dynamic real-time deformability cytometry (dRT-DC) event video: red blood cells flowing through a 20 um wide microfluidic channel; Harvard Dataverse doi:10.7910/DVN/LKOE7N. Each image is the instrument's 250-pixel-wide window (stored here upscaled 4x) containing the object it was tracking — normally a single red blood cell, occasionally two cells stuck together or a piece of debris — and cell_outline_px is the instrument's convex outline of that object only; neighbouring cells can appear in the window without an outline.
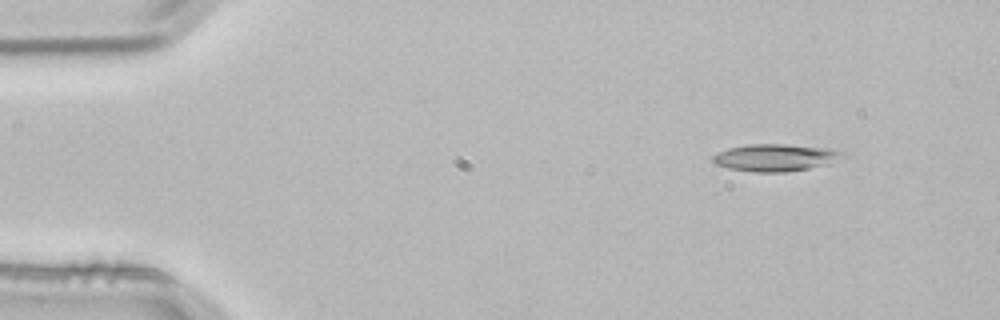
{"species": "common noctule bat (a hibernating species)", "species_latin": "Nyctalus noctula", "temperature_condition": "room temperature", "stored_images_in_passage": 3, "camera_frame_rate_fps": 3000, "um_per_image_px": 0.085, "animal": {"sex": "male", "body_mass_g": 21.5, "forearm_length_mm": 52.0}, "frame": {"image": 1, "passage_image": 1, "time_ms": 0.0, "image_size_px": [1000, 320], "cell_outline_px": [[840, 152], [828, 164], [808, 168], [784, 172], [756, 172], [728, 168], [716, 164], [712, 160], [712, 156], [728, 148], [748, 144], [788, 144], [828, 148]], "centroid_in_image_um": [65.78, 13.39], "position_along_channel_um": 19.2, "area_um2": 19.94}}
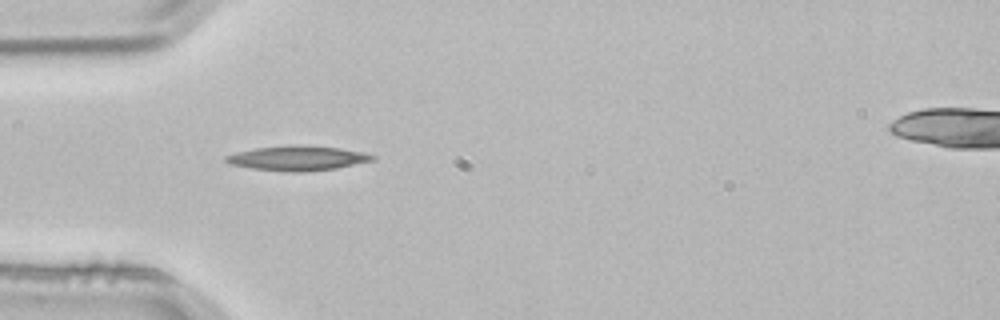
{"frame": {"image": 2, "passage_image": 3, "time_ms": 0.667, "image_size_px": [1000, 320], "cell_outline_px": [[376, 160], [336, 168], [304, 172], [288, 172], [252, 168], [232, 164], [224, 160], [224, 156], [236, 152], [256, 148], [296, 144], [300, 144], [336, 148], [364, 152], [376, 156]], "centroid_in_image_um": [25.31, 13.44], "position_along_channel_um": 59.7, "area_um2": 21.1}}